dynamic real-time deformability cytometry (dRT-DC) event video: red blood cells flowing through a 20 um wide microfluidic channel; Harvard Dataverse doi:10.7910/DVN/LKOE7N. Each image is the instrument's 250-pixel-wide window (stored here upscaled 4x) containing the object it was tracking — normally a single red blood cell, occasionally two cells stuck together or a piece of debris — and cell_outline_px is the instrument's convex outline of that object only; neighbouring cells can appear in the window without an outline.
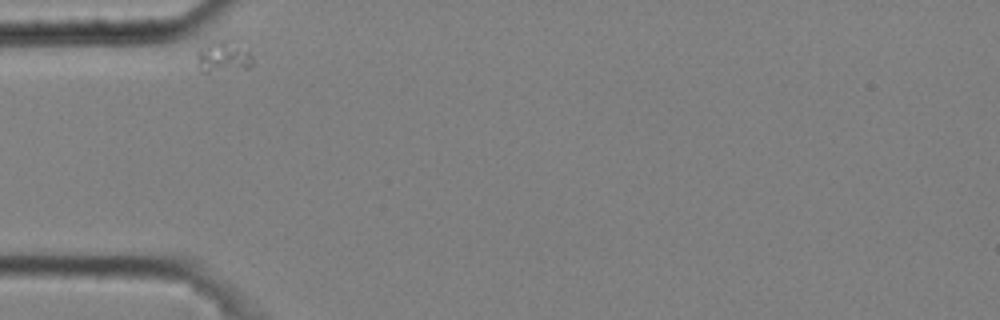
{"species": "common noctule bat (a hibernating species)", "species_latin": "Nyctalus noctula", "temperature_condition": "cold", "stored_images_in_passage": 33, "camera_frame_rate_fps": 3000, "um_per_image_px": 0.085, "animal": {"sex": "male", "body_mass_g": 20.4}, "frame": {"image": 1, "passage_image": 1, "time_ms": 0.0, "image_size_px": [1000, 320], "cell_outline_px": [[252, 64], [248, 68], [208, 72], [204, 72], [200, 68], [196, 56], [212, 40], [232, 36], [252, 56]], "centroid_in_image_um": [19.03, 4.75], "position_along_channel_um": 66.0, "area_um2": 10.35}}